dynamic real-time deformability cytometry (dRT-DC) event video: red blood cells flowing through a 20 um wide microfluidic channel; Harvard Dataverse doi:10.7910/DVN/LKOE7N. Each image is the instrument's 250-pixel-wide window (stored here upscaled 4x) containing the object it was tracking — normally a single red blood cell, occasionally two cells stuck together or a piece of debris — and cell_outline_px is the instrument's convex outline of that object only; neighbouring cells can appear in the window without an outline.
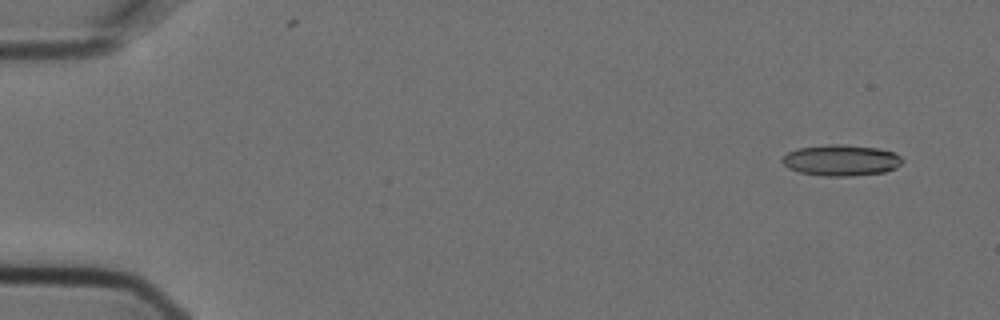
{"species": "Egyptian fruit bat (a non-hibernating species)", "species_latin": "Rousettus aegyptiacus", "temperature_condition": "cold", "stored_images_in_passage": 5, "segment_of_instrument_passage": [2, 2], "camera_frame_rate_fps": 3000, "um_per_image_px": 0.085, "animal": {"sex": "female"}, "frame": {"image": 1, "passage_image": 5, "time_ms": 1.333, "image_size_px": [1000, 320], "cell_outline_px": [[904, 160], [896, 168], [884, 172], [852, 176], [824, 176], [800, 172], [788, 168], [780, 160], [788, 152], [800, 148], [828, 144], [836, 144], [876, 148], [892, 152], [900, 156]], "centroid_in_image_um": [71.49, 13.63], "position_along_channel_um": 13.5, "area_um2": 21.56}}